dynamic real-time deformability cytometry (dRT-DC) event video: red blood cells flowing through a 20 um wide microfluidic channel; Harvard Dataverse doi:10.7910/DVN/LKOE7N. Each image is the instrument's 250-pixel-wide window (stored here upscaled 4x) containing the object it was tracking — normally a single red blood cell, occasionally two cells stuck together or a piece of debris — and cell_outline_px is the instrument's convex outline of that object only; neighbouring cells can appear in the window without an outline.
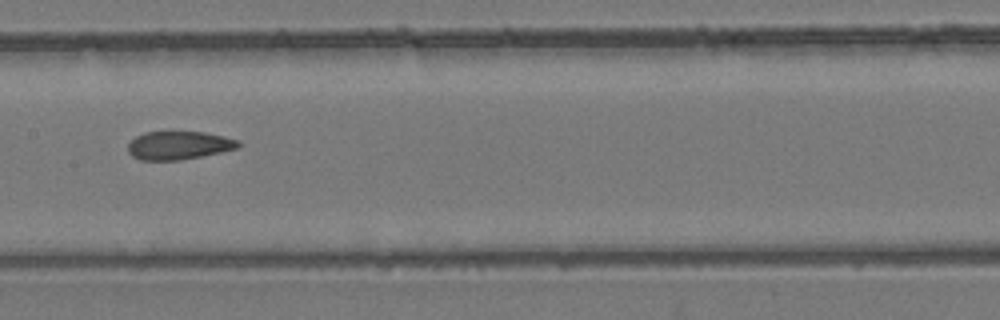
{"species": "common noctule bat (a hibernating species)", "species_latin": "Nyctalus noctula", "temperature_condition": "room temperature", "stored_images_in_passage": 6, "camera_frame_rate_fps": 3000, "um_per_image_px": 0.085, "animal": {"sex": "female", "body_mass_g": 24.6, "forearm_length_mm": 56.2}, "frame": {"image": 1, "passage_image": 6, "time_ms": 1.667, "image_size_px": [1000, 320], "cell_outline_px": [[240, 144], [236, 148], [220, 152], [180, 160], [140, 160], [132, 156], [128, 152], [128, 144], [136, 136], [144, 132], [204, 132], [224, 136], [240, 140]], "centroid_in_image_um": [15.18, 12.35], "position_along_channel_um": 192.2, "area_um2": 18.09}}